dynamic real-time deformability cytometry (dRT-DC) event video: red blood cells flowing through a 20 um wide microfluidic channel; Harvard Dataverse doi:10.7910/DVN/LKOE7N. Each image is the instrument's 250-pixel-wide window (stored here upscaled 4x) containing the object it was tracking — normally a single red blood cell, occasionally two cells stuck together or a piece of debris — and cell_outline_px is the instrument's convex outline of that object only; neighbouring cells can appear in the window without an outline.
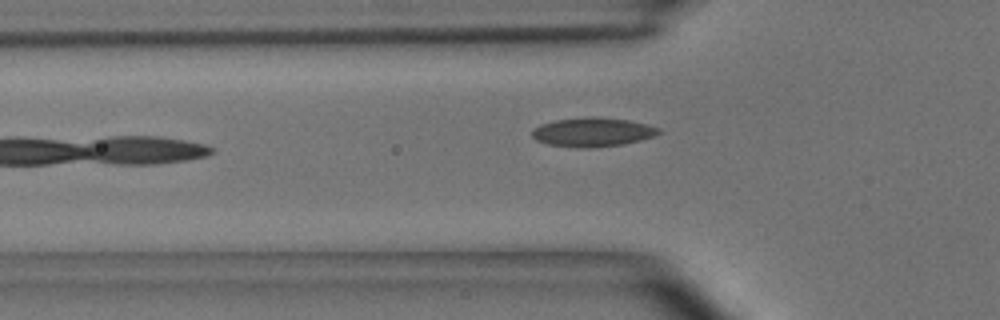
{"species": "common noctule bat (a hibernating species)", "species_latin": "Nyctalus noctula", "temperature_condition": "room temperature", "stored_images_in_passage": 5, "camera_frame_rate_fps": 3000, "um_per_image_px": 0.085, "animal": {"sex": "male", "body_mass_g": 15.6}, "frame": {"image": 1, "passage_image": 5, "time_ms": 1.333, "image_size_px": [1000, 320], "cell_outline_px": [[664, 132], [656, 136], [640, 140], [620, 144], [588, 148], [580, 148], [548, 144], [536, 140], [532, 136], [532, 132], [540, 124], [556, 120], [592, 116], [596, 116], [628, 120], [648, 124], [660, 128]], "centroid_in_image_um": [50.43, 11.22], "position_along_channel_um": 75.4, "area_um2": 21.44}}